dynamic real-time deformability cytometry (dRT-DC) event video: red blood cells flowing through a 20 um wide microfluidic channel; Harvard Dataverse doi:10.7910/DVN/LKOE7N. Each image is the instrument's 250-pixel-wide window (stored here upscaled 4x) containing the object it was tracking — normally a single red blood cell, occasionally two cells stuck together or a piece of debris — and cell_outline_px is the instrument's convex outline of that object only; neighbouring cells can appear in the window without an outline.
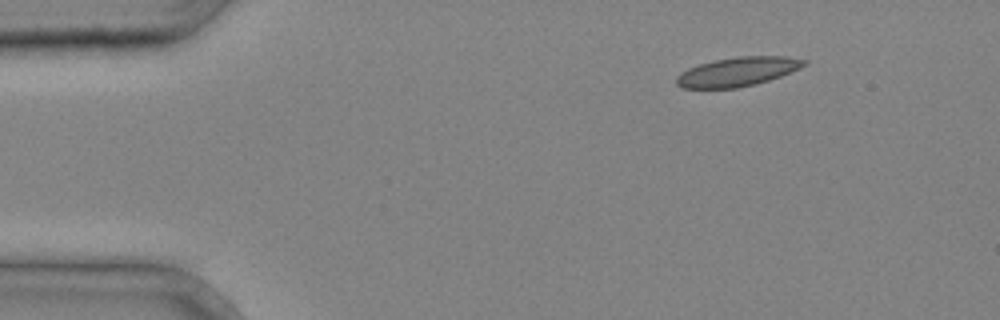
{"species": "common noctule bat (a hibernating species)", "species_latin": "Nyctalus noctula", "temperature_condition": "cold", "stored_images_in_passage": 4, "camera_frame_rate_fps": 3000, "um_per_image_px": 0.085, "animal": {"sex": "male", "body_mass_g": 20.4}, "frame": {"image": 1, "passage_image": 2, "time_ms": 0.333, "image_size_px": [1000, 320], "cell_outline_px": [[808, 64], [800, 68], [780, 76], [756, 84], [736, 88], [680, 88], [676, 84], [676, 76], [680, 72], [688, 68], [700, 64], [716, 60], [740, 56], [784, 56], [808, 60]], "centroid_in_image_um": [62.69, 6.1], "position_along_channel_um": 22.3, "area_um2": 21.62}}
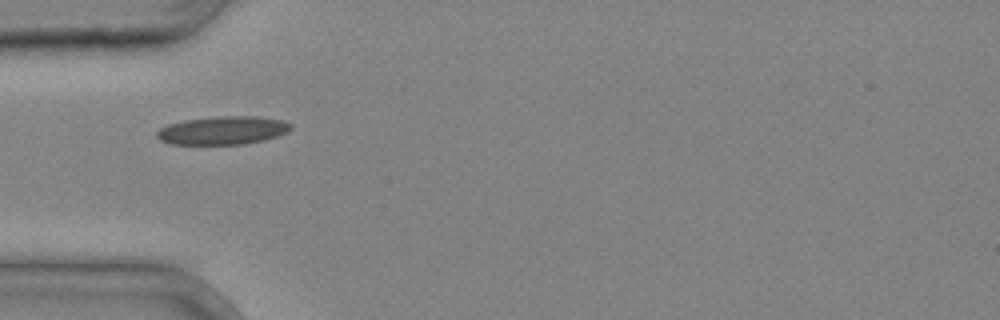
{"frame": {"image": 2, "passage_image": 4, "time_ms": 1.0, "image_size_px": [1000, 320], "cell_outline_px": [[292, 128], [288, 132], [264, 140], [244, 144], [172, 144], [160, 140], [156, 136], [156, 132], [160, 128], [168, 124], [184, 120], [216, 116], [256, 116], [280, 120], [292, 124]], "centroid_in_image_um": [18.93, 11.08], "position_along_channel_um": 66.1, "area_um2": 22.08}}